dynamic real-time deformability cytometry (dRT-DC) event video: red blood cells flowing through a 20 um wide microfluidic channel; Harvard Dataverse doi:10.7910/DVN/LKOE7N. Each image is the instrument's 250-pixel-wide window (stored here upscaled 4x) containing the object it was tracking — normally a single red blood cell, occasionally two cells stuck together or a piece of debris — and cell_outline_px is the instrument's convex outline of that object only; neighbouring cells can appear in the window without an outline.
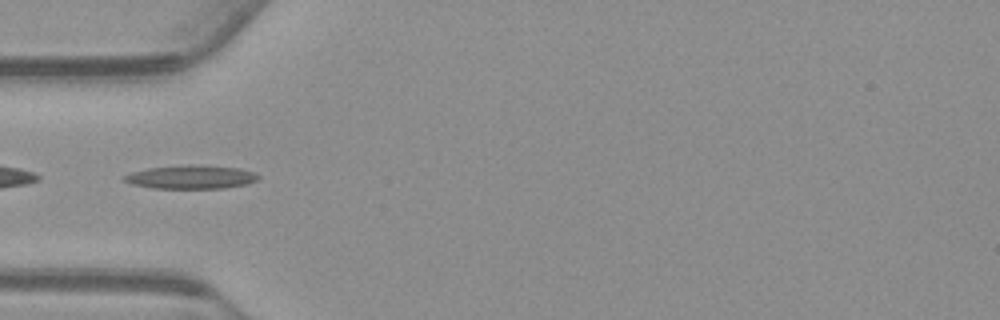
{"species": "common noctule bat (a hibernating species)", "species_latin": "Nyctalus noctula", "temperature_condition": "warm", "stored_images_in_passage": 38, "camera_frame_rate_fps": 3000, "um_per_image_px": 0.085, "animal": {"sex": "male", "body_mass_g": 23.1, "forearm_length_mm": 52.7}, "frame": {"image": 1, "passage_image": 1, "time_ms": 0.0, "image_size_px": [1000, 320], "cell_outline_px": [[260, 176], [256, 180], [244, 184], [224, 188], [152, 188], [132, 184], [124, 180], [124, 176], [132, 172], [148, 168], [188, 164], [240, 168], [252, 172]], "centroid_in_image_um": [16.22, 15.04], "position_along_channel_um": 68.8, "area_um2": 18.15}}
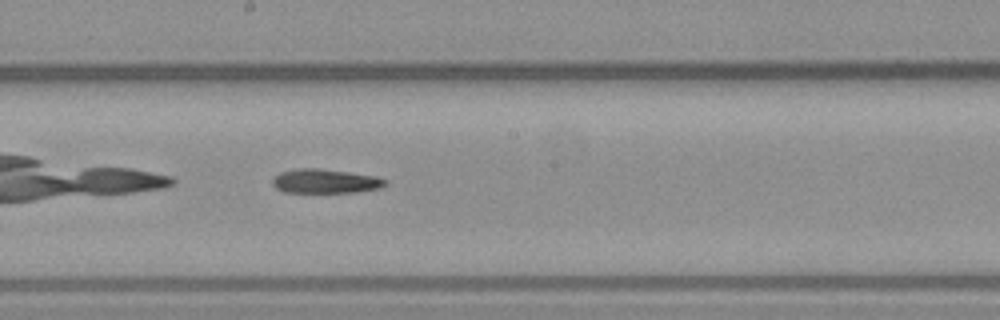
{"frame": {"image": 2, "passage_image": 13, "time_ms": 4.0, "image_size_px": [1000, 320], "cell_outline_px": [[388, 180], [380, 188], [356, 192], [284, 192], [276, 188], [272, 184], [272, 180], [280, 172], [296, 168], [320, 168], [376, 176]], "centroid_in_image_um": [27.63, 15.39], "position_along_channel_um": 220.6, "area_um2": 15.84}}
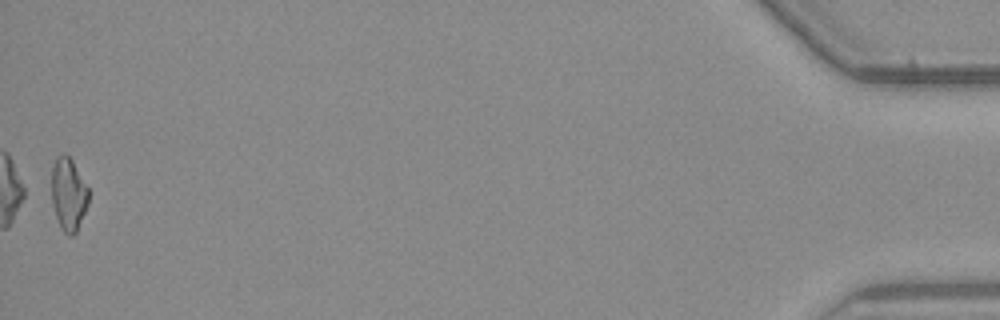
{"frame": {"image": 3, "passage_image": 38, "time_ms": 12.333, "image_size_px": [1000, 320], "cell_outline_px": [[88, 204], [76, 232], [72, 236], [68, 236], [60, 228], [52, 204], [52, 168], [56, 156], [64, 152], [72, 160], [88, 188]], "centroid_in_image_um": [5.81, 16.51], "position_along_channel_um": 429.4, "area_um2": 15.66}, "authors_computed_cell_mechanics": {"area_um2": 15.9817, "velocity_mm_per_s": 3.7656, "shape_relaxation_time_tau1_ms": 4.9755, "shape_relaxation_time_tau2_ms": null, "deformation_change_tau1": 0.1616, "deformation_change_tau2": null}}